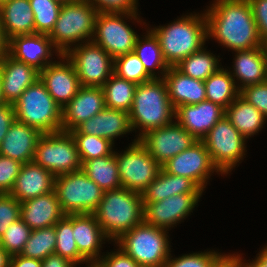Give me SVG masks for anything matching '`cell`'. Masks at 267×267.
Segmentation results:
<instances>
[{"label": "cell", "instance_id": "obj_1", "mask_svg": "<svg viewBox=\"0 0 267 267\" xmlns=\"http://www.w3.org/2000/svg\"><path fill=\"white\" fill-rule=\"evenodd\" d=\"M205 13L207 35L234 51L251 50L264 44L259 38L248 0H217Z\"/></svg>", "mask_w": 267, "mask_h": 267}, {"label": "cell", "instance_id": "obj_2", "mask_svg": "<svg viewBox=\"0 0 267 267\" xmlns=\"http://www.w3.org/2000/svg\"><path fill=\"white\" fill-rule=\"evenodd\" d=\"M93 214L107 238L115 241L124 232L143 222L142 195L123 187L104 191Z\"/></svg>", "mask_w": 267, "mask_h": 267}, {"label": "cell", "instance_id": "obj_3", "mask_svg": "<svg viewBox=\"0 0 267 267\" xmlns=\"http://www.w3.org/2000/svg\"><path fill=\"white\" fill-rule=\"evenodd\" d=\"M129 116L132 129H143L138 140L148 131L172 123L175 109L163 78L137 85Z\"/></svg>", "mask_w": 267, "mask_h": 267}, {"label": "cell", "instance_id": "obj_4", "mask_svg": "<svg viewBox=\"0 0 267 267\" xmlns=\"http://www.w3.org/2000/svg\"><path fill=\"white\" fill-rule=\"evenodd\" d=\"M157 37L163 57L169 66L201 50L207 35V19L203 16H186L167 27L151 30Z\"/></svg>", "mask_w": 267, "mask_h": 267}, {"label": "cell", "instance_id": "obj_5", "mask_svg": "<svg viewBox=\"0 0 267 267\" xmlns=\"http://www.w3.org/2000/svg\"><path fill=\"white\" fill-rule=\"evenodd\" d=\"M16 120L41 133L62 131V108L39 79L13 103Z\"/></svg>", "mask_w": 267, "mask_h": 267}, {"label": "cell", "instance_id": "obj_6", "mask_svg": "<svg viewBox=\"0 0 267 267\" xmlns=\"http://www.w3.org/2000/svg\"><path fill=\"white\" fill-rule=\"evenodd\" d=\"M99 11L87 0H73L61 5V10L48 35L59 55H64L69 44L88 39L94 34Z\"/></svg>", "mask_w": 267, "mask_h": 267}, {"label": "cell", "instance_id": "obj_7", "mask_svg": "<svg viewBox=\"0 0 267 267\" xmlns=\"http://www.w3.org/2000/svg\"><path fill=\"white\" fill-rule=\"evenodd\" d=\"M165 230L142 222L124 232L117 243L138 265L165 267L170 257Z\"/></svg>", "mask_w": 267, "mask_h": 267}, {"label": "cell", "instance_id": "obj_8", "mask_svg": "<svg viewBox=\"0 0 267 267\" xmlns=\"http://www.w3.org/2000/svg\"><path fill=\"white\" fill-rule=\"evenodd\" d=\"M33 162L55 177L82 169L76 143L70 132L42 133L37 141Z\"/></svg>", "mask_w": 267, "mask_h": 267}, {"label": "cell", "instance_id": "obj_9", "mask_svg": "<svg viewBox=\"0 0 267 267\" xmlns=\"http://www.w3.org/2000/svg\"><path fill=\"white\" fill-rule=\"evenodd\" d=\"M54 191L66 215L93 214L104 194L82 170L55 177Z\"/></svg>", "mask_w": 267, "mask_h": 267}, {"label": "cell", "instance_id": "obj_10", "mask_svg": "<svg viewBox=\"0 0 267 267\" xmlns=\"http://www.w3.org/2000/svg\"><path fill=\"white\" fill-rule=\"evenodd\" d=\"M121 186L141 193L156 179L161 166L147 148L137 139L123 154L115 152Z\"/></svg>", "mask_w": 267, "mask_h": 267}, {"label": "cell", "instance_id": "obj_11", "mask_svg": "<svg viewBox=\"0 0 267 267\" xmlns=\"http://www.w3.org/2000/svg\"><path fill=\"white\" fill-rule=\"evenodd\" d=\"M61 56L72 63L81 86L102 87L113 74L114 59L90 40Z\"/></svg>", "mask_w": 267, "mask_h": 267}, {"label": "cell", "instance_id": "obj_12", "mask_svg": "<svg viewBox=\"0 0 267 267\" xmlns=\"http://www.w3.org/2000/svg\"><path fill=\"white\" fill-rule=\"evenodd\" d=\"M245 137L224 116L202 139L213 164L221 173H228L245 151Z\"/></svg>", "mask_w": 267, "mask_h": 267}, {"label": "cell", "instance_id": "obj_13", "mask_svg": "<svg viewBox=\"0 0 267 267\" xmlns=\"http://www.w3.org/2000/svg\"><path fill=\"white\" fill-rule=\"evenodd\" d=\"M121 15L137 19L136 12H99L92 42L102 47L113 59L134 51L138 36L121 19ZM97 34V35H96Z\"/></svg>", "mask_w": 267, "mask_h": 267}, {"label": "cell", "instance_id": "obj_14", "mask_svg": "<svg viewBox=\"0 0 267 267\" xmlns=\"http://www.w3.org/2000/svg\"><path fill=\"white\" fill-rule=\"evenodd\" d=\"M139 141L147 148L152 158L162 166L198 140L175 122L148 131Z\"/></svg>", "mask_w": 267, "mask_h": 267}, {"label": "cell", "instance_id": "obj_15", "mask_svg": "<svg viewBox=\"0 0 267 267\" xmlns=\"http://www.w3.org/2000/svg\"><path fill=\"white\" fill-rule=\"evenodd\" d=\"M161 168L171 174L187 177L194 181L202 190L209 173L214 169L210 154L202 140L196 141L190 148L168 160Z\"/></svg>", "mask_w": 267, "mask_h": 267}, {"label": "cell", "instance_id": "obj_16", "mask_svg": "<svg viewBox=\"0 0 267 267\" xmlns=\"http://www.w3.org/2000/svg\"><path fill=\"white\" fill-rule=\"evenodd\" d=\"M200 196L201 194H176L158 202L143 203V222L167 229L187 216Z\"/></svg>", "mask_w": 267, "mask_h": 267}, {"label": "cell", "instance_id": "obj_17", "mask_svg": "<svg viewBox=\"0 0 267 267\" xmlns=\"http://www.w3.org/2000/svg\"><path fill=\"white\" fill-rule=\"evenodd\" d=\"M105 108L102 87L81 86L71 101L62 108V131L70 132Z\"/></svg>", "mask_w": 267, "mask_h": 267}, {"label": "cell", "instance_id": "obj_18", "mask_svg": "<svg viewBox=\"0 0 267 267\" xmlns=\"http://www.w3.org/2000/svg\"><path fill=\"white\" fill-rule=\"evenodd\" d=\"M225 116V109L210 101L181 105L175 109L174 118L197 140H202L211 128Z\"/></svg>", "mask_w": 267, "mask_h": 267}, {"label": "cell", "instance_id": "obj_19", "mask_svg": "<svg viewBox=\"0 0 267 267\" xmlns=\"http://www.w3.org/2000/svg\"><path fill=\"white\" fill-rule=\"evenodd\" d=\"M53 62L40 71V80L55 102L64 108L81 88L77 73L70 61Z\"/></svg>", "mask_w": 267, "mask_h": 267}, {"label": "cell", "instance_id": "obj_20", "mask_svg": "<svg viewBox=\"0 0 267 267\" xmlns=\"http://www.w3.org/2000/svg\"><path fill=\"white\" fill-rule=\"evenodd\" d=\"M0 76L3 101L13 104L30 85L40 79V71L7 53L0 59Z\"/></svg>", "mask_w": 267, "mask_h": 267}, {"label": "cell", "instance_id": "obj_21", "mask_svg": "<svg viewBox=\"0 0 267 267\" xmlns=\"http://www.w3.org/2000/svg\"><path fill=\"white\" fill-rule=\"evenodd\" d=\"M51 46L53 44L48 35L39 33L18 35L8 40L7 53L14 59L41 71L53 63L47 62L51 56Z\"/></svg>", "mask_w": 267, "mask_h": 267}, {"label": "cell", "instance_id": "obj_22", "mask_svg": "<svg viewBox=\"0 0 267 267\" xmlns=\"http://www.w3.org/2000/svg\"><path fill=\"white\" fill-rule=\"evenodd\" d=\"M20 214L31 230L55 226L66 216L54 190L21 202Z\"/></svg>", "mask_w": 267, "mask_h": 267}, {"label": "cell", "instance_id": "obj_23", "mask_svg": "<svg viewBox=\"0 0 267 267\" xmlns=\"http://www.w3.org/2000/svg\"><path fill=\"white\" fill-rule=\"evenodd\" d=\"M42 133L15 120L0 145V155L21 163L33 162L36 144Z\"/></svg>", "mask_w": 267, "mask_h": 267}, {"label": "cell", "instance_id": "obj_24", "mask_svg": "<svg viewBox=\"0 0 267 267\" xmlns=\"http://www.w3.org/2000/svg\"><path fill=\"white\" fill-rule=\"evenodd\" d=\"M132 131L129 113L104 108L87 121L79 124L70 133H84L109 139L112 143L114 138Z\"/></svg>", "mask_w": 267, "mask_h": 267}, {"label": "cell", "instance_id": "obj_25", "mask_svg": "<svg viewBox=\"0 0 267 267\" xmlns=\"http://www.w3.org/2000/svg\"><path fill=\"white\" fill-rule=\"evenodd\" d=\"M54 180L55 176L43 167L24 163L9 194L21 203L53 191Z\"/></svg>", "mask_w": 267, "mask_h": 267}, {"label": "cell", "instance_id": "obj_26", "mask_svg": "<svg viewBox=\"0 0 267 267\" xmlns=\"http://www.w3.org/2000/svg\"><path fill=\"white\" fill-rule=\"evenodd\" d=\"M163 75L174 109L181 105H193L206 100L204 81L183 74L175 66H170Z\"/></svg>", "mask_w": 267, "mask_h": 267}, {"label": "cell", "instance_id": "obj_27", "mask_svg": "<svg viewBox=\"0 0 267 267\" xmlns=\"http://www.w3.org/2000/svg\"><path fill=\"white\" fill-rule=\"evenodd\" d=\"M73 233L79 254L86 260L97 262L100 243L107 236L94 214H73Z\"/></svg>", "mask_w": 267, "mask_h": 267}, {"label": "cell", "instance_id": "obj_28", "mask_svg": "<svg viewBox=\"0 0 267 267\" xmlns=\"http://www.w3.org/2000/svg\"><path fill=\"white\" fill-rule=\"evenodd\" d=\"M0 25L7 40L34 34V14L29 0H10L0 5Z\"/></svg>", "mask_w": 267, "mask_h": 267}, {"label": "cell", "instance_id": "obj_29", "mask_svg": "<svg viewBox=\"0 0 267 267\" xmlns=\"http://www.w3.org/2000/svg\"><path fill=\"white\" fill-rule=\"evenodd\" d=\"M202 189L191 179L171 175L162 168L158 176L142 192L143 203L158 202L176 194H202Z\"/></svg>", "mask_w": 267, "mask_h": 267}, {"label": "cell", "instance_id": "obj_30", "mask_svg": "<svg viewBox=\"0 0 267 267\" xmlns=\"http://www.w3.org/2000/svg\"><path fill=\"white\" fill-rule=\"evenodd\" d=\"M236 55L233 76L243 83L242 87H237L239 91L246 86L266 82L265 45L237 51Z\"/></svg>", "mask_w": 267, "mask_h": 267}, {"label": "cell", "instance_id": "obj_31", "mask_svg": "<svg viewBox=\"0 0 267 267\" xmlns=\"http://www.w3.org/2000/svg\"><path fill=\"white\" fill-rule=\"evenodd\" d=\"M225 116L245 138L258 132L266 119L255 106L240 95L225 109Z\"/></svg>", "mask_w": 267, "mask_h": 267}, {"label": "cell", "instance_id": "obj_32", "mask_svg": "<svg viewBox=\"0 0 267 267\" xmlns=\"http://www.w3.org/2000/svg\"><path fill=\"white\" fill-rule=\"evenodd\" d=\"M81 170L103 191L116 190L122 187L118 162L113 152L110 155L83 162Z\"/></svg>", "mask_w": 267, "mask_h": 267}, {"label": "cell", "instance_id": "obj_33", "mask_svg": "<svg viewBox=\"0 0 267 267\" xmlns=\"http://www.w3.org/2000/svg\"><path fill=\"white\" fill-rule=\"evenodd\" d=\"M228 70L219 69L205 81L206 100L226 109L240 94Z\"/></svg>", "mask_w": 267, "mask_h": 267}, {"label": "cell", "instance_id": "obj_34", "mask_svg": "<svg viewBox=\"0 0 267 267\" xmlns=\"http://www.w3.org/2000/svg\"><path fill=\"white\" fill-rule=\"evenodd\" d=\"M137 84L112 74L102 86L105 107L130 112Z\"/></svg>", "mask_w": 267, "mask_h": 267}, {"label": "cell", "instance_id": "obj_35", "mask_svg": "<svg viewBox=\"0 0 267 267\" xmlns=\"http://www.w3.org/2000/svg\"><path fill=\"white\" fill-rule=\"evenodd\" d=\"M145 38L144 42L140 41L139 37L137 38L133 53L138 56L146 72L153 79H160V77H156L152 69H162L164 71L162 73L165 74L170 66L163 57L159 41L154 33L151 31Z\"/></svg>", "mask_w": 267, "mask_h": 267}, {"label": "cell", "instance_id": "obj_36", "mask_svg": "<svg viewBox=\"0 0 267 267\" xmlns=\"http://www.w3.org/2000/svg\"><path fill=\"white\" fill-rule=\"evenodd\" d=\"M218 59L201 49L182 59L175 67L183 74L205 81L220 68Z\"/></svg>", "mask_w": 267, "mask_h": 267}, {"label": "cell", "instance_id": "obj_37", "mask_svg": "<svg viewBox=\"0 0 267 267\" xmlns=\"http://www.w3.org/2000/svg\"><path fill=\"white\" fill-rule=\"evenodd\" d=\"M56 246L54 254L69 259L75 265L86 260L79 254L73 233V214L66 215L54 226Z\"/></svg>", "mask_w": 267, "mask_h": 267}, {"label": "cell", "instance_id": "obj_38", "mask_svg": "<svg viewBox=\"0 0 267 267\" xmlns=\"http://www.w3.org/2000/svg\"><path fill=\"white\" fill-rule=\"evenodd\" d=\"M56 238L54 226L34 229L31 231L29 240L20 255L42 261L49 255L54 254Z\"/></svg>", "mask_w": 267, "mask_h": 267}, {"label": "cell", "instance_id": "obj_39", "mask_svg": "<svg viewBox=\"0 0 267 267\" xmlns=\"http://www.w3.org/2000/svg\"><path fill=\"white\" fill-rule=\"evenodd\" d=\"M34 14L35 33L49 35L58 19L61 3L56 0H29Z\"/></svg>", "mask_w": 267, "mask_h": 267}, {"label": "cell", "instance_id": "obj_40", "mask_svg": "<svg viewBox=\"0 0 267 267\" xmlns=\"http://www.w3.org/2000/svg\"><path fill=\"white\" fill-rule=\"evenodd\" d=\"M113 73L127 81L139 85L153 78L146 72L144 65L136 54L127 53L114 59Z\"/></svg>", "mask_w": 267, "mask_h": 267}, {"label": "cell", "instance_id": "obj_41", "mask_svg": "<svg viewBox=\"0 0 267 267\" xmlns=\"http://www.w3.org/2000/svg\"><path fill=\"white\" fill-rule=\"evenodd\" d=\"M71 135L76 143L82 163L112 153L113 143L109 139L84 133H71Z\"/></svg>", "mask_w": 267, "mask_h": 267}, {"label": "cell", "instance_id": "obj_42", "mask_svg": "<svg viewBox=\"0 0 267 267\" xmlns=\"http://www.w3.org/2000/svg\"><path fill=\"white\" fill-rule=\"evenodd\" d=\"M31 229L21 218L13 222L0 238L1 247L10 255L21 254L29 240Z\"/></svg>", "mask_w": 267, "mask_h": 267}, {"label": "cell", "instance_id": "obj_43", "mask_svg": "<svg viewBox=\"0 0 267 267\" xmlns=\"http://www.w3.org/2000/svg\"><path fill=\"white\" fill-rule=\"evenodd\" d=\"M224 255L216 252L193 253L166 261L165 267H213Z\"/></svg>", "mask_w": 267, "mask_h": 267}, {"label": "cell", "instance_id": "obj_44", "mask_svg": "<svg viewBox=\"0 0 267 267\" xmlns=\"http://www.w3.org/2000/svg\"><path fill=\"white\" fill-rule=\"evenodd\" d=\"M20 216V202L10 194H0V238Z\"/></svg>", "mask_w": 267, "mask_h": 267}, {"label": "cell", "instance_id": "obj_45", "mask_svg": "<svg viewBox=\"0 0 267 267\" xmlns=\"http://www.w3.org/2000/svg\"><path fill=\"white\" fill-rule=\"evenodd\" d=\"M23 163L0 155V194H9Z\"/></svg>", "mask_w": 267, "mask_h": 267}, {"label": "cell", "instance_id": "obj_46", "mask_svg": "<svg viewBox=\"0 0 267 267\" xmlns=\"http://www.w3.org/2000/svg\"><path fill=\"white\" fill-rule=\"evenodd\" d=\"M239 95L255 106L267 118V81L246 86L240 90Z\"/></svg>", "mask_w": 267, "mask_h": 267}, {"label": "cell", "instance_id": "obj_47", "mask_svg": "<svg viewBox=\"0 0 267 267\" xmlns=\"http://www.w3.org/2000/svg\"><path fill=\"white\" fill-rule=\"evenodd\" d=\"M258 35L264 45H267V0H248Z\"/></svg>", "mask_w": 267, "mask_h": 267}, {"label": "cell", "instance_id": "obj_48", "mask_svg": "<svg viewBox=\"0 0 267 267\" xmlns=\"http://www.w3.org/2000/svg\"><path fill=\"white\" fill-rule=\"evenodd\" d=\"M99 12H136V0H87Z\"/></svg>", "mask_w": 267, "mask_h": 267}, {"label": "cell", "instance_id": "obj_49", "mask_svg": "<svg viewBox=\"0 0 267 267\" xmlns=\"http://www.w3.org/2000/svg\"><path fill=\"white\" fill-rule=\"evenodd\" d=\"M100 267H138V263L122 249L97 260Z\"/></svg>", "mask_w": 267, "mask_h": 267}, {"label": "cell", "instance_id": "obj_50", "mask_svg": "<svg viewBox=\"0 0 267 267\" xmlns=\"http://www.w3.org/2000/svg\"><path fill=\"white\" fill-rule=\"evenodd\" d=\"M16 120L13 104L3 103L0 104V145L8 129Z\"/></svg>", "mask_w": 267, "mask_h": 267}, {"label": "cell", "instance_id": "obj_51", "mask_svg": "<svg viewBox=\"0 0 267 267\" xmlns=\"http://www.w3.org/2000/svg\"><path fill=\"white\" fill-rule=\"evenodd\" d=\"M9 267H42V261L17 254L11 256Z\"/></svg>", "mask_w": 267, "mask_h": 267}, {"label": "cell", "instance_id": "obj_52", "mask_svg": "<svg viewBox=\"0 0 267 267\" xmlns=\"http://www.w3.org/2000/svg\"><path fill=\"white\" fill-rule=\"evenodd\" d=\"M75 264L60 255L52 254L42 260V267H74Z\"/></svg>", "mask_w": 267, "mask_h": 267}, {"label": "cell", "instance_id": "obj_53", "mask_svg": "<svg viewBox=\"0 0 267 267\" xmlns=\"http://www.w3.org/2000/svg\"><path fill=\"white\" fill-rule=\"evenodd\" d=\"M238 257L240 259L241 267H267V246H266L265 249H263L260 252V254L257 257V259L255 261L253 260L252 263H248V264L247 263H243V262H241L242 260H241L240 256H238Z\"/></svg>", "mask_w": 267, "mask_h": 267}, {"label": "cell", "instance_id": "obj_54", "mask_svg": "<svg viewBox=\"0 0 267 267\" xmlns=\"http://www.w3.org/2000/svg\"><path fill=\"white\" fill-rule=\"evenodd\" d=\"M213 267H241L240 259L237 256L224 255Z\"/></svg>", "mask_w": 267, "mask_h": 267}, {"label": "cell", "instance_id": "obj_55", "mask_svg": "<svg viewBox=\"0 0 267 267\" xmlns=\"http://www.w3.org/2000/svg\"><path fill=\"white\" fill-rule=\"evenodd\" d=\"M8 50V40L6 39L3 28L0 25V59L7 54Z\"/></svg>", "mask_w": 267, "mask_h": 267}, {"label": "cell", "instance_id": "obj_56", "mask_svg": "<svg viewBox=\"0 0 267 267\" xmlns=\"http://www.w3.org/2000/svg\"><path fill=\"white\" fill-rule=\"evenodd\" d=\"M11 256L0 245V267H9Z\"/></svg>", "mask_w": 267, "mask_h": 267}, {"label": "cell", "instance_id": "obj_57", "mask_svg": "<svg viewBox=\"0 0 267 267\" xmlns=\"http://www.w3.org/2000/svg\"><path fill=\"white\" fill-rule=\"evenodd\" d=\"M1 76H0V104H3L4 101H3V97H2V88H1Z\"/></svg>", "mask_w": 267, "mask_h": 267}, {"label": "cell", "instance_id": "obj_58", "mask_svg": "<svg viewBox=\"0 0 267 267\" xmlns=\"http://www.w3.org/2000/svg\"><path fill=\"white\" fill-rule=\"evenodd\" d=\"M266 81H267V46L265 45Z\"/></svg>", "mask_w": 267, "mask_h": 267}, {"label": "cell", "instance_id": "obj_59", "mask_svg": "<svg viewBox=\"0 0 267 267\" xmlns=\"http://www.w3.org/2000/svg\"><path fill=\"white\" fill-rule=\"evenodd\" d=\"M56 1L60 2L61 4H65V3L71 2L73 0H56Z\"/></svg>", "mask_w": 267, "mask_h": 267}, {"label": "cell", "instance_id": "obj_60", "mask_svg": "<svg viewBox=\"0 0 267 267\" xmlns=\"http://www.w3.org/2000/svg\"><path fill=\"white\" fill-rule=\"evenodd\" d=\"M92 264L88 267H100L97 262H91Z\"/></svg>", "mask_w": 267, "mask_h": 267}, {"label": "cell", "instance_id": "obj_61", "mask_svg": "<svg viewBox=\"0 0 267 267\" xmlns=\"http://www.w3.org/2000/svg\"><path fill=\"white\" fill-rule=\"evenodd\" d=\"M138 267H155V266L138 265Z\"/></svg>", "mask_w": 267, "mask_h": 267}, {"label": "cell", "instance_id": "obj_62", "mask_svg": "<svg viewBox=\"0 0 267 267\" xmlns=\"http://www.w3.org/2000/svg\"><path fill=\"white\" fill-rule=\"evenodd\" d=\"M7 1H10V0H0V5Z\"/></svg>", "mask_w": 267, "mask_h": 267}]
</instances>
